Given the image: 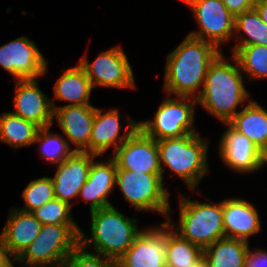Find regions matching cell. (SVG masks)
<instances>
[{
	"mask_svg": "<svg viewBox=\"0 0 267 267\" xmlns=\"http://www.w3.org/2000/svg\"><path fill=\"white\" fill-rule=\"evenodd\" d=\"M221 52L214 44L187 36L166 56L163 92L197 99L210 63Z\"/></svg>",
	"mask_w": 267,
	"mask_h": 267,
	"instance_id": "cell-1",
	"label": "cell"
},
{
	"mask_svg": "<svg viewBox=\"0 0 267 267\" xmlns=\"http://www.w3.org/2000/svg\"><path fill=\"white\" fill-rule=\"evenodd\" d=\"M244 78L235 56L226 58L221 51L208 67L197 105L223 124L228 123L240 111L238 107L252 99Z\"/></svg>",
	"mask_w": 267,
	"mask_h": 267,
	"instance_id": "cell-2",
	"label": "cell"
},
{
	"mask_svg": "<svg viewBox=\"0 0 267 267\" xmlns=\"http://www.w3.org/2000/svg\"><path fill=\"white\" fill-rule=\"evenodd\" d=\"M90 235L79 234V245L95 254L119 259L142 231L137 217L126 216L113 205L90 212ZM93 247V248H92Z\"/></svg>",
	"mask_w": 267,
	"mask_h": 267,
	"instance_id": "cell-3",
	"label": "cell"
},
{
	"mask_svg": "<svg viewBox=\"0 0 267 267\" xmlns=\"http://www.w3.org/2000/svg\"><path fill=\"white\" fill-rule=\"evenodd\" d=\"M200 134V132L190 133L182 137L157 141L163 182L165 172L169 170L174 176H178L192 193L199 191L197 187L210 171L208 162L210 141Z\"/></svg>",
	"mask_w": 267,
	"mask_h": 267,
	"instance_id": "cell-4",
	"label": "cell"
},
{
	"mask_svg": "<svg viewBox=\"0 0 267 267\" xmlns=\"http://www.w3.org/2000/svg\"><path fill=\"white\" fill-rule=\"evenodd\" d=\"M179 195L178 223L172 222L169 213L167 224L181 237L199 246L202 250L217 240L225 238L223 224V200L201 202Z\"/></svg>",
	"mask_w": 267,
	"mask_h": 267,
	"instance_id": "cell-5",
	"label": "cell"
},
{
	"mask_svg": "<svg viewBox=\"0 0 267 267\" xmlns=\"http://www.w3.org/2000/svg\"><path fill=\"white\" fill-rule=\"evenodd\" d=\"M79 224L42 225L35 240L16 259V264L39 267H63L79 246Z\"/></svg>",
	"mask_w": 267,
	"mask_h": 267,
	"instance_id": "cell-6",
	"label": "cell"
},
{
	"mask_svg": "<svg viewBox=\"0 0 267 267\" xmlns=\"http://www.w3.org/2000/svg\"><path fill=\"white\" fill-rule=\"evenodd\" d=\"M116 187L121 190L125 202L135 211H153L167 219L173 211L170 207L171 193L164 186L161 174H147L117 169Z\"/></svg>",
	"mask_w": 267,
	"mask_h": 267,
	"instance_id": "cell-7",
	"label": "cell"
},
{
	"mask_svg": "<svg viewBox=\"0 0 267 267\" xmlns=\"http://www.w3.org/2000/svg\"><path fill=\"white\" fill-rule=\"evenodd\" d=\"M153 118L138 121V127L156 141L198 133L195 126L197 99L166 95Z\"/></svg>",
	"mask_w": 267,
	"mask_h": 267,
	"instance_id": "cell-8",
	"label": "cell"
},
{
	"mask_svg": "<svg viewBox=\"0 0 267 267\" xmlns=\"http://www.w3.org/2000/svg\"><path fill=\"white\" fill-rule=\"evenodd\" d=\"M89 78L93 89L97 87L136 89L133 68L121 45L101 52L93 62L88 61L87 52L77 62Z\"/></svg>",
	"mask_w": 267,
	"mask_h": 267,
	"instance_id": "cell-9",
	"label": "cell"
},
{
	"mask_svg": "<svg viewBox=\"0 0 267 267\" xmlns=\"http://www.w3.org/2000/svg\"><path fill=\"white\" fill-rule=\"evenodd\" d=\"M187 4L196 24L188 35L208 41L219 50L234 37L235 17L221 0H180Z\"/></svg>",
	"mask_w": 267,
	"mask_h": 267,
	"instance_id": "cell-10",
	"label": "cell"
},
{
	"mask_svg": "<svg viewBox=\"0 0 267 267\" xmlns=\"http://www.w3.org/2000/svg\"><path fill=\"white\" fill-rule=\"evenodd\" d=\"M0 66L14 80L38 79L48 72V60L26 35L0 46Z\"/></svg>",
	"mask_w": 267,
	"mask_h": 267,
	"instance_id": "cell-11",
	"label": "cell"
},
{
	"mask_svg": "<svg viewBox=\"0 0 267 267\" xmlns=\"http://www.w3.org/2000/svg\"><path fill=\"white\" fill-rule=\"evenodd\" d=\"M168 224L143 228L133 244L116 260L115 267H166Z\"/></svg>",
	"mask_w": 267,
	"mask_h": 267,
	"instance_id": "cell-12",
	"label": "cell"
},
{
	"mask_svg": "<svg viewBox=\"0 0 267 267\" xmlns=\"http://www.w3.org/2000/svg\"><path fill=\"white\" fill-rule=\"evenodd\" d=\"M218 141L219 158L225 167L237 174H251L264 168V153L245 135L234 130L228 123Z\"/></svg>",
	"mask_w": 267,
	"mask_h": 267,
	"instance_id": "cell-13",
	"label": "cell"
},
{
	"mask_svg": "<svg viewBox=\"0 0 267 267\" xmlns=\"http://www.w3.org/2000/svg\"><path fill=\"white\" fill-rule=\"evenodd\" d=\"M109 156L117 169L162 174L157 141L139 127Z\"/></svg>",
	"mask_w": 267,
	"mask_h": 267,
	"instance_id": "cell-14",
	"label": "cell"
},
{
	"mask_svg": "<svg viewBox=\"0 0 267 267\" xmlns=\"http://www.w3.org/2000/svg\"><path fill=\"white\" fill-rule=\"evenodd\" d=\"M120 113L118 108L96 107L91 138L89 141V153L98 157L104 156L109 149L112 153L138 128V121L124 115L127 123L126 130H121ZM123 134L121 135V133Z\"/></svg>",
	"mask_w": 267,
	"mask_h": 267,
	"instance_id": "cell-15",
	"label": "cell"
},
{
	"mask_svg": "<svg viewBox=\"0 0 267 267\" xmlns=\"http://www.w3.org/2000/svg\"><path fill=\"white\" fill-rule=\"evenodd\" d=\"M37 80H14V111L11 113L46 128L54 124V110L51 98L41 90Z\"/></svg>",
	"mask_w": 267,
	"mask_h": 267,
	"instance_id": "cell-16",
	"label": "cell"
},
{
	"mask_svg": "<svg viewBox=\"0 0 267 267\" xmlns=\"http://www.w3.org/2000/svg\"><path fill=\"white\" fill-rule=\"evenodd\" d=\"M54 113L53 121L64 134L69 146L78 152L89 153L93 122L96 112L94 105H56L52 104ZM73 144V146H72Z\"/></svg>",
	"mask_w": 267,
	"mask_h": 267,
	"instance_id": "cell-17",
	"label": "cell"
},
{
	"mask_svg": "<svg viewBox=\"0 0 267 267\" xmlns=\"http://www.w3.org/2000/svg\"><path fill=\"white\" fill-rule=\"evenodd\" d=\"M95 158L98 156L74 151L66 160L57 164L55 174L51 176L55 198L72 207L75 198L79 196L80 189L87 181L90 166Z\"/></svg>",
	"mask_w": 267,
	"mask_h": 267,
	"instance_id": "cell-18",
	"label": "cell"
},
{
	"mask_svg": "<svg viewBox=\"0 0 267 267\" xmlns=\"http://www.w3.org/2000/svg\"><path fill=\"white\" fill-rule=\"evenodd\" d=\"M117 166L110 157L103 161H92L88 178L80 189L79 198L89 204V211L113 205L109 195L116 189Z\"/></svg>",
	"mask_w": 267,
	"mask_h": 267,
	"instance_id": "cell-19",
	"label": "cell"
},
{
	"mask_svg": "<svg viewBox=\"0 0 267 267\" xmlns=\"http://www.w3.org/2000/svg\"><path fill=\"white\" fill-rule=\"evenodd\" d=\"M255 205L245 198L229 197L223 200V224L226 238L247 242L261 229V219Z\"/></svg>",
	"mask_w": 267,
	"mask_h": 267,
	"instance_id": "cell-20",
	"label": "cell"
},
{
	"mask_svg": "<svg viewBox=\"0 0 267 267\" xmlns=\"http://www.w3.org/2000/svg\"><path fill=\"white\" fill-rule=\"evenodd\" d=\"M42 224L32 212L11 207L1 230L10 254L17 259L40 233Z\"/></svg>",
	"mask_w": 267,
	"mask_h": 267,
	"instance_id": "cell-21",
	"label": "cell"
},
{
	"mask_svg": "<svg viewBox=\"0 0 267 267\" xmlns=\"http://www.w3.org/2000/svg\"><path fill=\"white\" fill-rule=\"evenodd\" d=\"M62 74L54 83L53 99L57 101L68 102V106L72 105H92L90 101L91 92L94 90L89 78L84 70L78 65L68 69H62ZM91 102V103H90Z\"/></svg>",
	"mask_w": 267,
	"mask_h": 267,
	"instance_id": "cell-22",
	"label": "cell"
},
{
	"mask_svg": "<svg viewBox=\"0 0 267 267\" xmlns=\"http://www.w3.org/2000/svg\"><path fill=\"white\" fill-rule=\"evenodd\" d=\"M228 124L247 136L264 154L267 152V109L258 101L247 102Z\"/></svg>",
	"mask_w": 267,
	"mask_h": 267,
	"instance_id": "cell-23",
	"label": "cell"
},
{
	"mask_svg": "<svg viewBox=\"0 0 267 267\" xmlns=\"http://www.w3.org/2000/svg\"><path fill=\"white\" fill-rule=\"evenodd\" d=\"M249 242L222 238L203 250L210 267H247Z\"/></svg>",
	"mask_w": 267,
	"mask_h": 267,
	"instance_id": "cell-24",
	"label": "cell"
},
{
	"mask_svg": "<svg viewBox=\"0 0 267 267\" xmlns=\"http://www.w3.org/2000/svg\"><path fill=\"white\" fill-rule=\"evenodd\" d=\"M39 129L35 123L16 116L11 111L0 115V141L15 150L34 145Z\"/></svg>",
	"mask_w": 267,
	"mask_h": 267,
	"instance_id": "cell-25",
	"label": "cell"
},
{
	"mask_svg": "<svg viewBox=\"0 0 267 267\" xmlns=\"http://www.w3.org/2000/svg\"><path fill=\"white\" fill-rule=\"evenodd\" d=\"M233 40L232 42H235L233 46L261 45L267 47V25L262 21L255 7L235 17Z\"/></svg>",
	"mask_w": 267,
	"mask_h": 267,
	"instance_id": "cell-26",
	"label": "cell"
},
{
	"mask_svg": "<svg viewBox=\"0 0 267 267\" xmlns=\"http://www.w3.org/2000/svg\"><path fill=\"white\" fill-rule=\"evenodd\" d=\"M230 54L237 59L247 83L267 80V47L261 45L232 46Z\"/></svg>",
	"mask_w": 267,
	"mask_h": 267,
	"instance_id": "cell-27",
	"label": "cell"
},
{
	"mask_svg": "<svg viewBox=\"0 0 267 267\" xmlns=\"http://www.w3.org/2000/svg\"><path fill=\"white\" fill-rule=\"evenodd\" d=\"M202 256L203 250L199 246L181 237L168 225L166 267H193Z\"/></svg>",
	"mask_w": 267,
	"mask_h": 267,
	"instance_id": "cell-28",
	"label": "cell"
},
{
	"mask_svg": "<svg viewBox=\"0 0 267 267\" xmlns=\"http://www.w3.org/2000/svg\"><path fill=\"white\" fill-rule=\"evenodd\" d=\"M51 127L40 128L34 144H38L40 158L55 166L66 160L74 150L63 134L50 132Z\"/></svg>",
	"mask_w": 267,
	"mask_h": 267,
	"instance_id": "cell-29",
	"label": "cell"
},
{
	"mask_svg": "<svg viewBox=\"0 0 267 267\" xmlns=\"http://www.w3.org/2000/svg\"><path fill=\"white\" fill-rule=\"evenodd\" d=\"M24 206L17 207L26 212H33L55 198L53 180L50 176L32 179L21 193Z\"/></svg>",
	"mask_w": 267,
	"mask_h": 267,
	"instance_id": "cell-30",
	"label": "cell"
},
{
	"mask_svg": "<svg viewBox=\"0 0 267 267\" xmlns=\"http://www.w3.org/2000/svg\"><path fill=\"white\" fill-rule=\"evenodd\" d=\"M72 208L68 203L54 198L46 202L32 213L42 224H77L72 215Z\"/></svg>",
	"mask_w": 267,
	"mask_h": 267,
	"instance_id": "cell-31",
	"label": "cell"
},
{
	"mask_svg": "<svg viewBox=\"0 0 267 267\" xmlns=\"http://www.w3.org/2000/svg\"><path fill=\"white\" fill-rule=\"evenodd\" d=\"M116 260L92 253L80 245L65 260L63 267H115Z\"/></svg>",
	"mask_w": 267,
	"mask_h": 267,
	"instance_id": "cell-32",
	"label": "cell"
},
{
	"mask_svg": "<svg viewBox=\"0 0 267 267\" xmlns=\"http://www.w3.org/2000/svg\"><path fill=\"white\" fill-rule=\"evenodd\" d=\"M229 12L236 17L243 12L254 8L256 0H221Z\"/></svg>",
	"mask_w": 267,
	"mask_h": 267,
	"instance_id": "cell-33",
	"label": "cell"
},
{
	"mask_svg": "<svg viewBox=\"0 0 267 267\" xmlns=\"http://www.w3.org/2000/svg\"><path fill=\"white\" fill-rule=\"evenodd\" d=\"M247 267H267V250L250 247L247 255Z\"/></svg>",
	"mask_w": 267,
	"mask_h": 267,
	"instance_id": "cell-34",
	"label": "cell"
},
{
	"mask_svg": "<svg viewBox=\"0 0 267 267\" xmlns=\"http://www.w3.org/2000/svg\"><path fill=\"white\" fill-rule=\"evenodd\" d=\"M13 262L16 263V259L10 254L3 236L0 233V267H11Z\"/></svg>",
	"mask_w": 267,
	"mask_h": 267,
	"instance_id": "cell-35",
	"label": "cell"
},
{
	"mask_svg": "<svg viewBox=\"0 0 267 267\" xmlns=\"http://www.w3.org/2000/svg\"><path fill=\"white\" fill-rule=\"evenodd\" d=\"M254 7L260 14L262 21L267 25V0H256Z\"/></svg>",
	"mask_w": 267,
	"mask_h": 267,
	"instance_id": "cell-36",
	"label": "cell"
},
{
	"mask_svg": "<svg viewBox=\"0 0 267 267\" xmlns=\"http://www.w3.org/2000/svg\"><path fill=\"white\" fill-rule=\"evenodd\" d=\"M193 267H210V266L207 259L204 256H202L194 263Z\"/></svg>",
	"mask_w": 267,
	"mask_h": 267,
	"instance_id": "cell-37",
	"label": "cell"
},
{
	"mask_svg": "<svg viewBox=\"0 0 267 267\" xmlns=\"http://www.w3.org/2000/svg\"><path fill=\"white\" fill-rule=\"evenodd\" d=\"M264 165H267V152L264 154Z\"/></svg>",
	"mask_w": 267,
	"mask_h": 267,
	"instance_id": "cell-38",
	"label": "cell"
},
{
	"mask_svg": "<svg viewBox=\"0 0 267 267\" xmlns=\"http://www.w3.org/2000/svg\"><path fill=\"white\" fill-rule=\"evenodd\" d=\"M11 267H16V266L14 265V262H13V264L11 265ZM22 267H39V266H27V265H22Z\"/></svg>",
	"mask_w": 267,
	"mask_h": 267,
	"instance_id": "cell-39",
	"label": "cell"
}]
</instances>
